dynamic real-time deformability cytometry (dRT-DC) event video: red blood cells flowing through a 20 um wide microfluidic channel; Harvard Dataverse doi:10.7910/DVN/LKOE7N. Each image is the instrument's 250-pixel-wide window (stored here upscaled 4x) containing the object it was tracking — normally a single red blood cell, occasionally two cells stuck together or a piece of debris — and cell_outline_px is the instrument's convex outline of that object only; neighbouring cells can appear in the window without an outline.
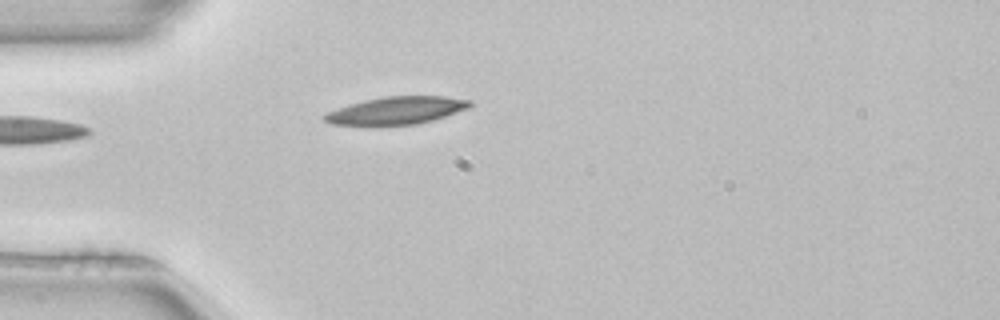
{"species": "common noctule bat (a hibernating species)", "species_latin": "Nyctalus noctula", "temperature_condition": "room temperature", "stored_images_in_passage": 24, "camera_frame_rate_fps": 3000, "um_per_image_px": 0.085, "animal": {"sex": "female", "body_mass_g": 22.7, "forearm_length_mm": 54.2}, "frame": {"image": 1, "passage_image": 1, "time_ms": 0.0, "image_size_px": [1000, 320], "cell_outline_px": [[472, 104], [468, 108], [432, 120], [416, 124], [372, 128], [332, 124], [324, 120], [320, 116], [328, 112], [364, 100], [384, 96], [444, 96], [472, 100]], "centroid_in_image_um": [33.63, 9.43], "position_along_channel_um": 51.4, "area_um2": 23.99}}